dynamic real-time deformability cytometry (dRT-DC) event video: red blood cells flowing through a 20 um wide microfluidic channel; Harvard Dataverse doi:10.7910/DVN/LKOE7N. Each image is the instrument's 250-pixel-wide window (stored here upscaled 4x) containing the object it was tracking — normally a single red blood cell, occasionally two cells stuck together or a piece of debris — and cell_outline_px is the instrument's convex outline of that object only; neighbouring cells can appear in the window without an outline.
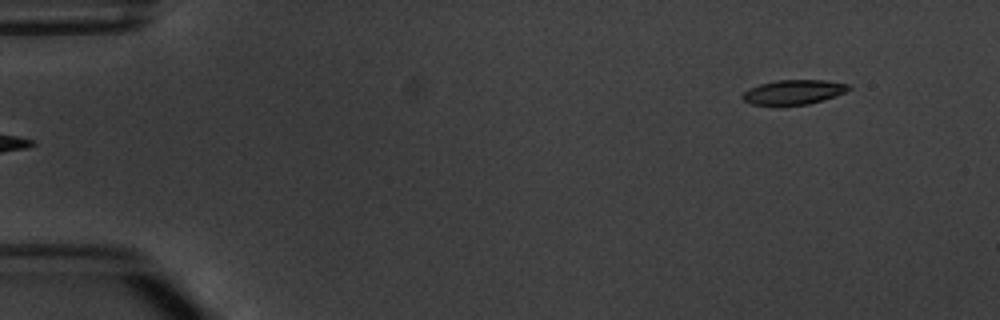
{"species": "common noctule bat (a hibernating species)", "species_latin": "Nyctalus noctula", "temperature_condition": "warm", "stored_images_in_passage": 2, "camera_frame_rate_fps": 3000, "um_per_image_px": 0.085, "animal": {"sex": "male", "body_mass_g": 20.1, "forearm_length_mm": 53.5}, "frame": {"image": 1, "passage_image": 2, "time_ms": 1.0, "image_size_px": [1000, 320], "cell_outline_px": [[852, 88], [836, 96], [824, 100], [808, 104], [752, 104], [744, 100], [740, 96], [748, 88], [760, 84], [776, 80], [824, 80], [848, 84]], "centroid_in_image_um": [67.46, 7.81], "position_along_channel_um": 17.5, "area_um2": 15.03}}